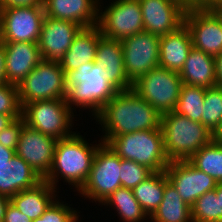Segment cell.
Listing matches in <instances>:
<instances>
[{
  "label": "cell",
  "mask_w": 222,
  "mask_h": 222,
  "mask_svg": "<svg viewBox=\"0 0 222 222\" xmlns=\"http://www.w3.org/2000/svg\"><path fill=\"white\" fill-rule=\"evenodd\" d=\"M93 119L102 127L103 143L118 135L161 127V114L132 89L119 91Z\"/></svg>",
  "instance_id": "obj_1"
},
{
  "label": "cell",
  "mask_w": 222,
  "mask_h": 222,
  "mask_svg": "<svg viewBox=\"0 0 222 222\" xmlns=\"http://www.w3.org/2000/svg\"><path fill=\"white\" fill-rule=\"evenodd\" d=\"M98 142L95 145L89 143L77 131L72 136L57 140L52 167L43 180L57 189L59 178L64 179L78 192L89 177L97 148L103 143L101 140Z\"/></svg>",
  "instance_id": "obj_2"
},
{
  "label": "cell",
  "mask_w": 222,
  "mask_h": 222,
  "mask_svg": "<svg viewBox=\"0 0 222 222\" xmlns=\"http://www.w3.org/2000/svg\"><path fill=\"white\" fill-rule=\"evenodd\" d=\"M65 78V100L70 109L74 112L76 108L87 109L93 118L119 92L108 82V73L95 62H88L76 70L68 71Z\"/></svg>",
  "instance_id": "obj_3"
},
{
  "label": "cell",
  "mask_w": 222,
  "mask_h": 222,
  "mask_svg": "<svg viewBox=\"0 0 222 222\" xmlns=\"http://www.w3.org/2000/svg\"><path fill=\"white\" fill-rule=\"evenodd\" d=\"M161 130L169 161L188 160L213 140L205 125L173 111L161 115Z\"/></svg>",
  "instance_id": "obj_4"
},
{
  "label": "cell",
  "mask_w": 222,
  "mask_h": 222,
  "mask_svg": "<svg viewBox=\"0 0 222 222\" xmlns=\"http://www.w3.org/2000/svg\"><path fill=\"white\" fill-rule=\"evenodd\" d=\"M105 144L121 159L145 165L153 172L165 171L170 163L161 127L111 137Z\"/></svg>",
  "instance_id": "obj_5"
},
{
  "label": "cell",
  "mask_w": 222,
  "mask_h": 222,
  "mask_svg": "<svg viewBox=\"0 0 222 222\" xmlns=\"http://www.w3.org/2000/svg\"><path fill=\"white\" fill-rule=\"evenodd\" d=\"M73 110L65 99H50L27 103L22 108V117L26 125L56 140L72 136L74 126Z\"/></svg>",
  "instance_id": "obj_6"
},
{
  "label": "cell",
  "mask_w": 222,
  "mask_h": 222,
  "mask_svg": "<svg viewBox=\"0 0 222 222\" xmlns=\"http://www.w3.org/2000/svg\"><path fill=\"white\" fill-rule=\"evenodd\" d=\"M66 92L65 72L59 61L42 60L18 85L22 108L30 102L65 99Z\"/></svg>",
  "instance_id": "obj_7"
},
{
  "label": "cell",
  "mask_w": 222,
  "mask_h": 222,
  "mask_svg": "<svg viewBox=\"0 0 222 222\" xmlns=\"http://www.w3.org/2000/svg\"><path fill=\"white\" fill-rule=\"evenodd\" d=\"M120 157L102 143L96 151L86 183L78 191L81 197L101 205L114 191L122 187L120 182Z\"/></svg>",
  "instance_id": "obj_8"
},
{
  "label": "cell",
  "mask_w": 222,
  "mask_h": 222,
  "mask_svg": "<svg viewBox=\"0 0 222 222\" xmlns=\"http://www.w3.org/2000/svg\"><path fill=\"white\" fill-rule=\"evenodd\" d=\"M182 85L178 72L157 67L135 81L132 90L162 115L174 110Z\"/></svg>",
  "instance_id": "obj_9"
},
{
  "label": "cell",
  "mask_w": 222,
  "mask_h": 222,
  "mask_svg": "<svg viewBox=\"0 0 222 222\" xmlns=\"http://www.w3.org/2000/svg\"><path fill=\"white\" fill-rule=\"evenodd\" d=\"M110 3L102 7V2L99 1L97 26L101 35L122 40L144 31L139 0H113Z\"/></svg>",
  "instance_id": "obj_10"
},
{
  "label": "cell",
  "mask_w": 222,
  "mask_h": 222,
  "mask_svg": "<svg viewBox=\"0 0 222 222\" xmlns=\"http://www.w3.org/2000/svg\"><path fill=\"white\" fill-rule=\"evenodd\" d=\"M184 24L194 48L214 57L222 53V13L217 7L187 8Z\"/></svg>",
  "instance_id": "obj_11"
},
{
  "label": "cell",
  "mask_w": 222,
  "mask_h": 222,
  "mask_svg": "<svg viewBox=\"0 0 222 222\" xmlns=\"http://www.w3.org/2000/svg\"><path fill=\"white\" fill-rule=\"evenodd\" d=\"M160 36L142 31L121 40L126 76L133 84L141 76L159 67Z\"/></svg>",
  "instance_id": "obj_12"
},
{
  "label": "cell",
  "mask_w": 222,
  "mask_h": 222,
  "mask_svg": "<svg viewBox=\"0 0 222 222\" xmlns=\"http://www.w3.org/2000/svg\"><path fill=\"white\" fill-rule=\"evenodd\" d=\"M44 6L0 9L1 42L38 43Z\"/></svg>",
  "instance_id": "obj_13"
},
{
  "label": "cell",
  "mask_w": 222,
  "mask_h": 222,
  "mask_svg": "<svg viewBox=\"0 0 222 222\" xmlns=\"http://www.w3.org/2000/svg\"><path fill=\"white\" fill-rule=\"evenodd\" d=\"M165 173L182 200L190 207L203 194L214 190L218 184L188 160L170 161Z\"/></svg>",
  "instance_id": "obj_14"
},
{
  "label": "cell",
  "mask_w": 222,
  "mask_h": 222,
  "mask_svg": "<svg viewBox=\"0 0 222 222\" xmlns=\"http://www.w3.org/2000/svg\"><path fill=\"white\" fill-rule=\"evenodd\" d=\"M144 31L157 36L176 31L184 24L187 6L182 0H139Z\"/></svg>",
  "instance_id": "obj_15"
},
{
  "label": "cell",
  "mask_w": 222,
  "mask_h": 222,
  "mask_svg": "<svg viewBox=\"0 0 222 222\" xmlns=\"http://www.w3.org/2000/svg\"><path fill=\"white\" fill-rule=\"evenodd\" d=\"M56 143L55 138L25 124L15 152L44 179L52 167Z\"/></svg>",
  "instance_id": "obj_16"
},
{
  "label": "cell",
  "mask_w": 222,
  "mask_h": 222,
  "mask_svg": "<svg viewBox=\"0 0 222 222\" xmlns=\"http://www.w3.org/2000/svg\"><path fill=\"white\" fill-rule=\"evenodd\" d=\"M82 28L79 24L68 20L45 16L38 41L43 60L59 61Z\"/></svg>",
  "instance_id": "obj_17"
},
{
  "label": "cell",
  "mask_w": 222,
  "mask_h": 222,
  "mask_svg": "<svg viewBox=\"0 0 222 222\" xmlns=\"http://www.w3.org/2000/svg\"><path fill=\"white\" fill-rule=\"evenodd\" d=\"M7 83L19 85L43 60L38 43L4 42Z\"/></svg>",
  "instance_id": "obj_18"
},
{
  "label": "cell",
  "mask_w": 222,
  "mask_h": 222,
  "mask_svg": "<svg viewBox=\"0 0 222 222\" xmlns=\"http://www.w3.org/2000/svg\"><path fill=\"white\" fill-rule=\"evenodd\" d=\"M121 40L110 39L103 35L98 40L95 64L108 73V82L118 91L131 90L133 84L126 76Z\"/></svg>",
  "instance_id": "obj_19"
},
{
  "label": "cell",
  "mask_w": 222,
  "mask_h": 222,
  "mask_svg": "<svg viewBox=\"0 0 222 222\" xmlns=\"http://www.w3.org/2000/svg\"><path fill=\"white\" fill-rule=\"evenodd\" d=\"M100 0H44L45 16L53 19L68 20L83 28L98 23Z\"/></svg>",
  "instance_id": "obj_20"
},
{
  "label": "cell",
  "mask_w": 222,
  "mask_h": 222,
  "mask_svg": "<svg viewBox=\"0 0 222 222\" xmlns=\"http://www.w3.org/2000/svg\"><path fill=\"white\" fill-rule=\"evenodd\" d=\"M192 47L191 35L185 24L160 36L159 67L179 73Z\"/></svg>",
  "instance_id": "obj_21"
},
{
  "label": "cell",
  "mask_w": 222,
  "mask_h": 222,
  "mask_svg": "<svg viewBox=\"0 0 222 222\" xmlns=\"http://www.w3.org/2000/svg\"><path fill=\"white\" fill-rule=\"evenodd\" d=\"M43 179L21 157L15 155L10 163L0 165V194L11 198L30 189Z\"/></svg>",
  "instance_id": "obj_22"
},
{
  "label": "cell",
  "mask_w": 222,
  "mask_h": 222,
  "mask_svg": "<svg viewBox=\"0 0 222 222\" xmlns=\"http://www.w3.org/2000/svg\"><path fill=\"white\" fill-rule=\"evenodd\" d=\"M101 36L97 25L79 31L65 55L59 60L65 74L76 70L82 64L95 61L98 40Z\"/></svg>",
  "instance_id": "obj_23"
},
{
  "label": "cell",
  "mask_w": 222,
  "mask_h": 222,
  "mask_svg": "<svg viewBox=\"0 0 222 222\" xmlns=\"http://www.w3.org/2000/svg\"><path fill=\"white\" fill-rule=\"evenodd\" d=\"M179 76L185 85L205 88L216 86L214 56L192 47Z\"/></svg>",
  "instance_id": "obj_24"
},
{
  "label": "cell",
  "mask_w": 222,
  "mask_h": 222,
  "mask_svg": "<svg viewBox=\"0 0 222 222\" xmlns=\"http://www.w3.org/2000/svg\"><path fill=\"white\" fill-rule=\"evenodd\" d=\"M57 190L43 180L33 188L18 192L10 198V202L32 221L43 215L58 197Z\"/></svg>",
  "instance_id": "obj_25"
},
{
  "label": "cell",
  "mask_w": 222,
  "mask_h": 222,
  "mask_svg": "<svg viewBox=\"0 0 222 222\" xmlns=\"http://www.w3.org/2000/svg\"><path fill=\"white\" fill-rule=\"evenodd\" d=\"M149 219L150 222H193L191 207L182 200L166 173L163 200Z\"/></svg>",
  "instance_id": "obj_26"
},
{
  "label": "cell",
  "mask_w": 222,
  "mask_h": 222,
  "mask_svg": "<svg viewBox=\"0 0 222 222\" xmlns=\"http://www.w3.org/2000/svg\"><path fill=\"white\" fill-rule=\"evenodd\" d=\"M111 206L123 222H143L149 220V216L136 200L132 189L120 187L114 191L102 204ZM146 218V219H145Z\"/></svg>",
  "instance_id": "obj_27"
},
{
  "label": "cell",
  "mask_w": 222,
  "mask_h": 222,
  "mask_svg": "<svg viewBox=\"0 0 222 222\" xmlns=\"http://www.w3.org/2000/svg\"><path fill=\"white\" fill-rule=\"evenodd\" d=\"M164 189L165 171H162L153 172L132 191L138 203L150 217L162 202Z\"/></svg>",
  "instance_id": "obj_28"
},
{
  "label": "cell",
  "mask_w": 222,
  "mask_h": 222,
  "mask_svg": "<svg viewBox=\"0 0 222 222\" xmlns=\"http://www.w3.org/2000/svg\"><path fill=\"white\" fill-rule=\"evenodd\" d=\"M188 161L198 170L211 176L217 183H222V148L212 140L194 153Z\"/></svg>",
  "instance_id": "obj_29"
},
{
  "label": "cell",
  "mask_w": 222,
  "mask_h": 222,
  "mask_svg": "<svg viewBox=\"0 0 222 222\" xmlns=\"http://www.w3.org/2000/svg\"><path fill=\"white\" fill-rule=\"evenodd\" d=\"M205 90V87L183 84L173 112L201 123Z\"/></svg>",
  "instance_id": "obj_30"
},
{
  "label": "cell",
  "mask_w": 222,
  "mask_h": 222,
  "mask_svg": "<svg viewBox=\"0 0 222 222\" xmlns=\"http://www.w3.org/2000/svg\"><path fill=\"white\" fill-rule=\"evenodd\" d=\"M191 217L193 222H222L220 196H216V188L194 202Z\"/></svg>",
  "instance_id": "obj_31"
},
{
  "label": "cell",
  "mask_w": 222,
  "mask_h": 222,
  "mask_svg": "<svg viewBox=\"0 0 222 222\" xmlns=\"http://www.w3.org/2000/svg\"><path fill=\"white\" fill-rule=\"evenodd\" d=\"M222 119V87L206 88L202 110L201 124L212 133L219 127Z\"/></svg>",
  "instance_id": "obj_32"
},
{
  "label": "cell",
  "mask_w": 222,
  "mask_h": 222,
  "mask_svg": "<svg viewBox=\"0 0 222 222\" xmlns=\"http://www.w3.org/2000/svg\"><path fill=\"white\" fill-rule=\"evenodd\" d=\"M56 198L43 215L31 222H79L80 212L65 201ZM71 206V207H70ZM79 220V221H78Z\"/></svg>",
  "instance_id": "obj_33"
},
{
  "label": "cell",
  "mask_w": 222,
  "mask_h": 222,
  "mask_svg": "<svg viewBox=\"0 0 222 222\" xmlns=\"http://www.w3.org/2000/svg\"><path fill=\"white\" fill-rule=\"evenodd\" d=\"M120 169L121 186L129 189L135 188L153 173V171L145 165L121 158Z\"/></svg>",
  "instance_id": "obj_34"
},
{
  "label": "cell",
  "mask_w": 222,
  "mask_h": 222,
  "mask_svg": "<svg viewBox=\"0 0 222 222\" xmlns=\"http://www.w3.org/2000/svg\"><path fill=\"white\" fill-rule=\"evenodd\" d=\"M0 114L12 115L15 119L22 116L17 85H0Z\"/></svg>",
  "instance_id": "obj_35"
},
{
  "label": "cell",
  "mask_w": 222,
  "mask_h": 222,
  "mask_svg": "<svg viewBox=\"0 0 222 222\" xmlns=\"http://www.w3.org/2000/svg\"><path fill=\"white\" fill-rule=\"evenodd\" d=\"M26 124L24 118L21 116L11 123L8 127L4 128L0 132V144L4 147L16 150L20 134L24 125Z\"/></svg>",
  "instance_id": "obj_36"
},
{
  "label": "cell",
  "mask_w": 222,
  "mask_h": 222,
  "mask_svg": "<svg viewBox=\"0 0 222 222\" xmlns=\"http://www.w3.org/2000/svg\"><path fill=\"white\" fill-rule=\"evenodd\" d=\"M3 222H31V220L29 217L22 214L11 202H9Z\"/></svg>",
  "instance_id": "obj_37"
},
{
  "label": "cell",
  "mask_w": 222,
  "mask_h": 222,
  "mask_svg": "<svg viewBox=\"0 0 222 222\" xmlns=\"http://www.w3.org/2000/svg\"><path fill=\"white\" fill-rule=\"evenodd\" d=\"M44 0H1L0 9L43 6Z\"/></svg>",
  "instance_id": "obj_38"
},
{
  "label": "cell",
  "mask_w": 222,
  "mask_h": 222,
  "mask_svg": "<svg viewBox=\"0 0 222 222\" xmlns=\"http://www.w3.org/2000/svg\"><path fill=\"white\" fill-rule=\"evenodd\" d=\"M187 8L190 7H217L222 0H182Z\"/></svg>",
  "instance_id": "obj_39"
},
{
  "label": "cell",
  "mask_w": 222,
  "mask_h": 222,
  "mask_svg": "<svg viewBox=\"0 0 222 222\" xmlns=\"http://www.w3.org/2000/svg\"><path fill=\"white\" fill-rule=\"evenodd\" d=\"M7 84L4 42H0V85Z\"/></svg>",
  "instance_id": "obj_40"
},
{
  "label": "cell",
  "mask_w": 222,
  "mask_h": 222,
  "mask_svg": "<svg viewBox=\"0 0 222 222\" xmlns=\"http://www.w3.org/2000/svg\"><path fill=\"white\" fill-rule=\"evenodd\" d=\"M16 155L15 150L4 147L0 144V165L10 163V160Z\"/></svg>",
  "instance_id": "obj_41"
},
{
  "label": "cell",
  "mask_w": 222,
  "mask_h": 222,
  "mask_svg": "<svg viewBox=\"0 0 222 222\" xmlns=\"http://www.w3.org/2000/svg\"><path fill=\"white\" fill-rule=\"evenodd\" d=\"M215 61V75L218 86L222 87V53L214 57Z\"/></svg>",
  "instance_id": "obj_42"
},
{
  "label": "cell",
  "mask_w": 222,
  "mask_h": 222,
  "mask_svg": "<svg viewBox=\"0 0 222 222\" xmlns=\"http://www.w3.org/2000/svg\"><path fill=\"white\" fill-rule=\"evenodd\" d=\"M9 202V197L0 194V222H3L4 220L5 211Z\"/></svg>",
  "instance_id": "obj_43"
},
{
  "label": "cell",
  "mask_w": 222,
  "mask_h": 222,
  "mask_svg": "<svg viewBox=\"0 0 222 222\" xmlns=\"http://www.w3.org/2000/svg\"><path fill=\"white\" fill-rule=\"evenodd\" d=\"M16 119L12 115L0 114V132L13 123Z\"/></svg>",
  "instance_id": "obj_44"
},
{
  "label": "cell",
  "mask_w": 222,
  "mask_h": 222,
  "mask_svg": "<svg viewBox=\"0 0 222 222\" xmlns=\"http://www.w3.org/2000/svg\"><path fill=\"white\" fill-rule=\"evenodd\" d=\"M216 196H220V203L222 208V183H218L216 186Z\"/></svg>",
  "instance_id": "obj_45"
},
{
  "label": "cell",
  "mask_w": 222,
  "mask_h": 222,
  "mask_svg": "<svg viewBox=\"0 0 222 222\" xmlns=\"http://www.w3.org/2000/svg\"><path fill=\"white\" fill-rule=\"evenodd\" d=\"M213 137H222V119L219 127L213 132Z\"/></svg>",
  "instance_id": "obj_46"
},
{
  "label": "cell",
  "mask_w": 222,
  "mask_h": 222,
  "mask_svg": "<svg viewBox=\"0 0 222 222\" xmlns=\"http://www.w3.org/2000/svg\"><path fill=\"white\" fill-rule=\"evenodd\" d=\"M213 139L216 140L222 148V137H213Z\"/></svg>",
  "instance_id": "obj_47"
},
{
  "label": "cell",
  "mask_w": 222,
  "mask_h": 222,
  "mask_svg": "<svg viewBox=\"0 0 222 222\" xmlns=\"http://www.w3.org/2000/svg\"><path fill=\"white\" fill-rule=\"evenodd\" d=\"M217 8L222 13V2L217 6Z\"/></svg>",
  "instance_id": "obj_48"
},
{
  "label": "cell",
  "mask_w": 222,
  "mask_h": 222,
  "mask_svg": "<svg viewBox=\"0 0 222 222\" xmlns=\"http://www.w3.org/2000/svg\"><path fill=\"white\" fill-rule=\"evenodd\" d=\"M0 42H1V25H0Z\"/></svg>",
  "instance_id": "obj_49"
}]
</instances>
